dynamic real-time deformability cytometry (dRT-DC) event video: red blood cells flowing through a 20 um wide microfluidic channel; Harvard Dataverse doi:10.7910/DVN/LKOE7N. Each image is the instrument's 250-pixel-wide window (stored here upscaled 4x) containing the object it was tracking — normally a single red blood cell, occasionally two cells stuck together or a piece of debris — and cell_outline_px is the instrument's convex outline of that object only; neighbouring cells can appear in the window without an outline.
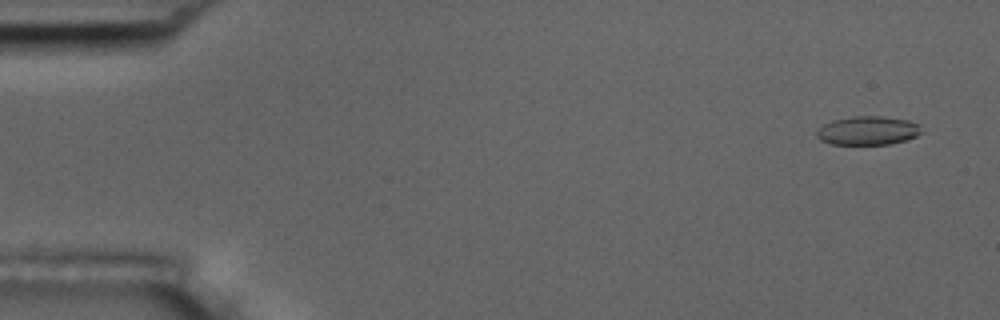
{"species": "common noctule bat (a hibernating species)", "species_latin": "Nyctalus noctula", "temperature_condition": "room temperature", "stored_images_in_passage": 5, "camera_frame_rate_fps": 3000, "um_per_image_px": 0.085, "animal": {"sex": "male", "body_mass_g": 17.5, "forearm_length_mm": 52.3}, "frame": {"image": 1, "passage_image": 1, "time_ms": 0.0, "image_size_px": [1000, 320], "cell_outline_px": [[924, 132], [916, 136], [904, 140], [888, 144], [832, 144], [820, 140], [816, 136], [816, 132], [824, 124], [832, 120], [852, 116], [884, 116], [908, 120], [920, 124]], "centroid_in_image_um": [73.79, 11.09], "position_along_channel_um": 11.2, "area_um2": 17.63}}
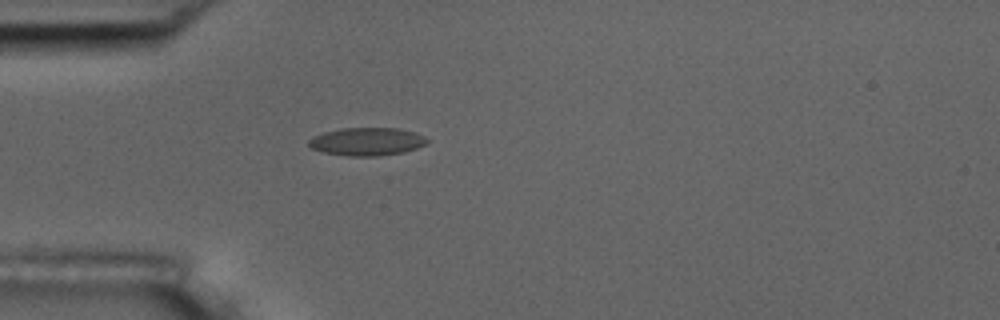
{"frame": {"image": 2, "passage_image": 5, "time_ms": 4.333, "image_size_px": [1000, 320], "cell_outline_px": [[428, 144], [404, 152], [380, 156], [348, 156], [324, 152], [312, 148], [308, 144], [308, 140], [312, 136], [324, 132], [340, 128], [396, 128], [412, 132], [424, 136], [428, 140]], "centroid_in_image_um": [31.18, 12.03], "position_along_channel_um": 53.8, "area_um2": 19.31}}